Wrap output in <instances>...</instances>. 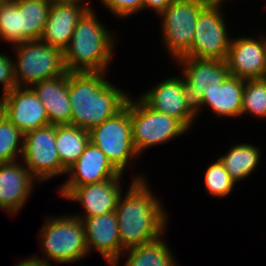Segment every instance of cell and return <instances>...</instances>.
I'll list each match as a JSON object with an SVG mask.
<instances>
[{"mask_svg": "<svg viewBox=\"0 0 266 266\" xmlns=\"http://www.w3.org/2000/svg\"><path fill=\"white\" fill-rule=\"evenodd\" d=\"M208 3L209 0H174L158 15L161 41L169 58L176 61L191 50L199 13Z\"/></svg>", "mask_w": 266, "mask_h": 266, "instance_id": "cell-8", "label": "cell"}, {"mask_svg": "<svg viewBox=\"0 0 266 266\" xmlns=\"http://www.w3.org/2000/svg\"><path fill=\"white\" fill-rule=\"evenodd\" d=\"M165 235L154 241L124 250L122 253L126 257L124 266H179L171 247H168L163 239Z\"/></svg>", "mask_w": 266, "mask_h": 266, "instance_id": "cell-23", "label": "cell"}, {"mask_svg": "<svg viewBox=\"0 0 266 266\" xmlns=\"http://www.w3.org/2000/svg\"><path fill=\"white\" fill-rule=\"evenodd\" d=\"M89 134L90 142L102 150L108 161L121 174H124L128 165L131 167L129 162L140 157L132 140L130 96L119 112L92 127Z\"/></svg>", "mask_w": 266, "mask_h": 266, "instance_id": "cell-6", "label": "cell"}, {"mask_svg": "<svg viewBox=\"0 0 266 266\" xmlns=\"http://www.w3.org/2000/svg\"><path fill=\"white\" fill-rule=\"evenodd\" d=\"M203 184L208 194L214 198H225L236 187V183L219 159L206 168Z\"/></svg>", "mask_w": 266, "mask_h": 266, "instance_id": "cell-29", "label": "cell"}, {"mask_svg": "<svg viewBox=\"0 0 266 266\" xmlns=\"http://www.w3.org/2000/svg\"><path fill=\"white\" fill-rule=\"evenodd\" d=\"M244 80L229 75L222 84H212L202 97V107L212 110L219 118L241 116ZM208 106V107H207Z\"/></svg>", "mask_w": 266, "mask_h": 266, "instance_id": "cell-21", "label": "cell"}, {"mask_svg": "<svg viewBox=\"0 0 266 266\" xmlns=\"http://www.w3.org/2000/svg\"><path fill=\"white\" fill-rule=\"evenodd\" d=\"M90 142L89 130L73 125H56L55 144L60 164L67 171Z\"/></svg>", "mask_w": 266, "mask_h": 266, "instance_id": "cell-24", "label": "cell"}, {"mask_svg": "<svg viewBox=\"0 0 266 266\" xmlns=\"http://www.w3.org/2000/svg\"><path fill=\"white\" fill-rule=\"evenodd\" d=\"M262 37V38H261ZM232 37L225 59L230 75L242 80L263 78L266 71V36Z\"/></svg>", "mask_w": 266, "mask_h": 266, "instance_id": "cell-13", "label": "cell"}, {"mask_svg": "<svg viewBox=\"0 0 266 266\" xmlns=\"http://www.w3.org/2000/svg\"><path fill=\"white\" fill-rule=\"evenodd\" d=\"M0 83L3 89L2 95L7 94L17 86L14 76L13 58L4 52H0Z\"/></svg>", "mask_w": 266, "mask_h": 266, "instance_id": "cell-31", "label": "cell"}, {"mask_svg": "<svg viewBox=\"0 0 266 266\" xmlns=\"http://www.w3.org/2000/svg\"><path fill=\"white\" fill-rule=\"evenodd\" d=\"M38 237L43 253L38 257L46 263L73 264L89 256L83 221L72 214L45 217Z\"/></svg>", "mask_w": 266, "mask_h": 266, "instance_id": "cell-4", "label": "cell"}, {"mask_svg": "<svg viewBox=\"0 0 266 266\" xmlns=\"http://www.w3.org/2000/svg\"><path fill=\"white\" fill-rule=\"evenodd\" d=\"M145 176L139 173L132 177L128 191L124 196L121 193L115 209L124 250L158 239L168 227V213Z\"/></svg>", "mask_w": 266, "mask_h": 266, "instance_id": "cell-1", "label": "cell"}, {"mask_svg": "<svg viewBox=\"0 0 266 266\" xmlns=\"http://www.w3.org/2000/svg\"><path fill=\"white\" fill-rule=\"evenodd\" d=\"M260 147L250 143L232 145L226 154L218 159L224 165L231 179L237 184L248 178L258 168L261 162Z\"/></svg>", "mask_w": 266, "mask_h": 266, "instance_id": "cell-22", "label": "cell"}, {"mask_svg": "<svg viewBox=\"0 0 266 266\" xmlns=\"http://www.w3.org/2000/svg\"><path fill=\"white\" fill-rule=\"evenodd\" d=\"M55 138L54 124L24 133L21 161L39 184L66 175L67 171L60 164Z\"/></svg>", "mask_w": 266, "mask_h": 266, "instance_id": "cell-11", "label": "cell"}, {"mask_svg": "<svg viewBox=\"0 0 266 266\" xmlns=\"http://www.w3.org/2000/svg\"><path fill=\"white\" fill-rule=\"evenodd\" d=\"M4 97V116L23 133L50 124L43 103L30 86H16Z\"/></svg>", "mask_w": 266, "mask_h": 266, "instance_id": "cell-14", "label": "cell"}, {"mask_svg": "<svg viewBox=\"0 0 266 266\" xmlns=\"http://www.w3.org/2000/svg\"><path fill=\"white\" fill-rule=\"evenodd\" d=\"M168 78V79H167ZM156 83L140 98L152 109L179 120L189 131L196 118L188 111L183 96V77L175 75Z\"/></svg>", "mask_w": 266, "mask_h": 266, "instance_id": "cell-16", "label": "cell"}, {"mask_svg": "<svg viewBox=\"0 0 266 266\" xmlns=\"http://www.w3.org/2000/svg\"><path fill=\"white\" fill-rule=\"evenodd\" d=\"M20 44V8L18 0H0V42Z\"/></svg>", "mask_w": 266, "mask_h": 266, "instance_id": "cell-28", "label": "cell"}, {"mask_svg": "<svg viewBox=\"0 0 266 266\" xmlns=\"http://www.w3.org/2000/svg\"><path fill=\"white\" fill-rule=\"evenodd\" d=\"M95 9L79 18L69 45L64 49L67 72H108L117 44L114 30L97 18Z\"/></svg>", "mask_w": 266, "mask_h": 266, "instance_id": "cell-3", "label": "cell"}, {"mask_svg": "<svg viewBox=\"0 0 266 266\" xmlns=\"http://www.w3.org/2000/svg\"><path fill=\"white\" fill-rule=\"evenodd\" d=\"M175 63L182 67L180 71L187 109L197 119L204 109L202 97L206 88L212 84H222L230 72L225 60L181 57Z\"/></svg>", "mask_w": 266, "mask_h": 266, "instance_id": "cell-9", "label": "cell"}, {"mask_svg": "<svg viewBox=\"0 0 266 266\" xmlns=\"http://www.w3.org/2000/svg\"><path fill=\"white\" fill-rule=\"evenodd\" d=\"M108 72H68L71 122L90 130L114 116L125 105L129 93L106 79Z\"/></svg>", "mask_w": 266, "mask_h": 266, "instance_id": "cell-2", "label": "cell"}, {"mask_svg": "<svg viewBox=\"0 0 266 266\" xmlns=\"http://www.w3.org/2000/svg\"><path fill=\"white\" fill-rule=\"evenodd\" d=\"M174 0H143V11L150 8L159 15L164 11ZM145 9V10H144Z\"/></svg>", "mask_w": 266, "mask_h": 266, "instance_id": "cell-32", "label": "cell"}, {"mask_svg": "<svg viewBox=\"0 0 266 266\" xmlns=\"http://www.w3.org/2000/svg\"><path fill=\"white\" fill-rule=\"evenodd\" d=\"M5 114V97L2 95L0 97V119L4 116Z\"/></svg>", "mask_w": 266, "mask_h": 266, "instance_id": "cell-35", "label": "cell"}, {"mask_svg": "<svg viewBox=\"0 0 266 266\" xmlns=\"http://www.w3.org/2000/svg\"><path fill=\"white\" fill-rule=\"evenodd\" d=\"M23 140L24 133L3 116L0 119V164L21 159Z\"/></svg>", "mask_w": 266, "mask_h": 266, "instance_id": "cell-27", "label": "cell"}, {"mask_svg": "<svg viewBox=\"0 0 266 266\" xmlns=\"http://www.w3.org/2000/svg\"><path fill=\"white\" fill-rule=\"evenodd\" d=\"M224 17V9L209 2L199 13L191 50L184 57L225 60L232 37Z\"/></svg>", "mask_w": 266, "mask_h": 266, "instance_id": "cell-10", "label": "cell"}, {"mask_svg": "<svg viewBox=\"0 0 266 266\" xmlns=\"http://www.w3.org/2000/svg\"><path fill=\"white\" fill-rule=\"evenodd\" d=\"M122 176L111 178L100 183L83 186H60L57 192L60 197L82 205L84 214H73L77 218H91L114 212L122 191Z\"/></svg>", "mask_w": 266, "mask_h": 266, "instance_id": "cell-12", "label": "cell"}, {"mask_svg": "<svg viewBox=\"0 0 266 266\" xmlns=\"http://www.w3.org/2000/svg\"><path fill=\"white\" fill-rule=\"evenodd\" d=\"M61 3L76 4L84 7L86 10H92L94 7L90 4L89 0H55ZM93 7V8H92Z\"/></svg>", "mask_w": 266, "mask_h": 266, "instance_id": "cell-34", "label": "cell"}, {"mask_svg": "<svg viewBox=\"0 0 266 266\" xmlns=\"http://www.w3.org/2000/svg\"><path fill=\"white\" fill-rule=\"evenodd\" d=\"M79 219L84 224L89 254L96 249L109 266H119L124 249L119 238L116 212Z\"/></svg>", "mask_w": 266, "mask_h": 266, "instance_id": "cell-15", "label": "cell"}, {"mask_svg": "<svg viewBox=\"0 0 266 266\" xmlns=\"http://www.w3.org/2000/svg\"><path fill=\"white\" fill-rule=\"evenodd\" d=\"M22 163V164H21ZM35 180V181H34ZM38 181L18 160L0 164V208L10 216L23 209Z\"/></svg>", "mask_w": 266, "mask_h": 266, "instance_id": "cell-17", "label": "cell"}, {"mask_svg": "<svg viewBox=\"0 0 266 266\" xmlns=\"http://www.w3.org/2000/svg\"><path fill=\"white\" fill-rule=\"evenodd\" d=\"M226 0H209L210 3L221 6L222 7V3L225 2ZM229 1V0H227Z\"/></svg>", "mask_w": 266, "mask_h": 266, "instance_id": "cell-36", "label": "cell"}, {"mask_svg": "<svg viewBox=\"0 0 266 266\" xmlns=\"http://www.w3.org/2000/svg\"><path fill=\"white\" fill-rule=\"evenodd\" d=\"M14 266H52L49 263H46L38 257V255L30 256L29 258L22 259L18 263H15Z\"/></svg>", "mask_w": 266, "mask_h": 266, "instance_id": "cell-33", "label": "cell"}, {"mask_svg": "<svg viewBox=\"0 0 266 266\" xmlns=\"http://www.w3.org/2000/svg\"><path fill=\"white\" fill-rule=\"evenodd\" d=\"M244 114L255 116L256 119L266 118V80L264 78L244 80L241 117Z\"/></svg>", "mask_w": 266, "mask_h": 266, "instance_id": "cell-26", "label": "cell"}, {"mask_svg": "<svg viewBox=\"0 0 266 266\" xmlns=\"http://www.w3.org/2000/svg\"><path fill=\"white\" fill-rule=\"evenodd\" d=\"M12 49L17 57L13 60L17 86H31L68 73L60 48L41 40H30L14 45Z\"/></svg>", "mask_w": 266, "mask_h": 266, "instance_id": "cell-5", "label": "cell"}, {"mask_svg": "<svg viewBox=\"0 0 266 266\" xmlns=\"http://www.w3.org/2000/svg\"><path fill=\"white\" fill-rule=\"evenodd\" d=\"M52 0H18L20 43L40 40L48 20Z\"/></svg>", "mask_w": 266, "mask_h": 266, "instance_id": "cell-25", "label": "cell"}, {"mask_svg": "<svg viewBox=\"0 0 266 266\" xmlns=\"http://www.w3.org/2000/svg\"><path fill=\"white\" fill-rule=\"evenodd\" d=\"M85 11L86 9L80 5L52 0L40 40L64 51L70 43L79 18Z\"/></svg>", "mask_w": 266, "mask_h": 266, "instance_id": "cell-19", "label": "cell"}, {"mask_svg": "<svg viewBox=\"0 0 266 266\" xmlns=\"http://www.w3.org/2000/svg\"><path fill=\"white\" fill-rule=\"evenodd\" d=\"M132 98L131 96L132 140L139 156L153 146L168 143L189 132L176 118L150 108L140 97Z\"/></svg>", "mask_w": 266, "mask_h": 266, "instance_id": "cell-7", "label": "cell"}, {"mask_svg": "<svg viewBox=\"0 0 266 266\" xmlns=\"http://www.w3.org/2000/svg\"><path fill=\"white\" fill-rule=\"evenodd\" d=\"M30 87L43 103L50 124H70L72 110L68 94V73L36 82Z\"/></svg>", "mask_w": 266, "mask_h": 266, "instance_id": "cell-20", "label": "cell"}, {"mask_svg": "<svg viewBox=\"0 0 266 266\" xmlns=\"http://www.w3.org/2000/svg\"><path fill=\"white\" fill-rule=\"evenodd\" d=\"M119 174L102 150L89 142L78 160L67 170L68 178L60 186L100 183Z\"/></svg>", "mask_w": 266, "mask_h": 266, "instance_id": "cell-18", "label": "cell"}, {"mask_svg": "<svg viewBox=\"0 0 266 266\" xmlns=\"http://www.w3.org/2000/svg\"><path fill=\"white\" fill-rule=\"evenodd\" d=\"M119 20L130 18L143 11V0H98Z\"/></svg>", "mask_w": 266, "mask_h": 266, "instance_id": "cell-30", "label": "cell"}]
</instances>
